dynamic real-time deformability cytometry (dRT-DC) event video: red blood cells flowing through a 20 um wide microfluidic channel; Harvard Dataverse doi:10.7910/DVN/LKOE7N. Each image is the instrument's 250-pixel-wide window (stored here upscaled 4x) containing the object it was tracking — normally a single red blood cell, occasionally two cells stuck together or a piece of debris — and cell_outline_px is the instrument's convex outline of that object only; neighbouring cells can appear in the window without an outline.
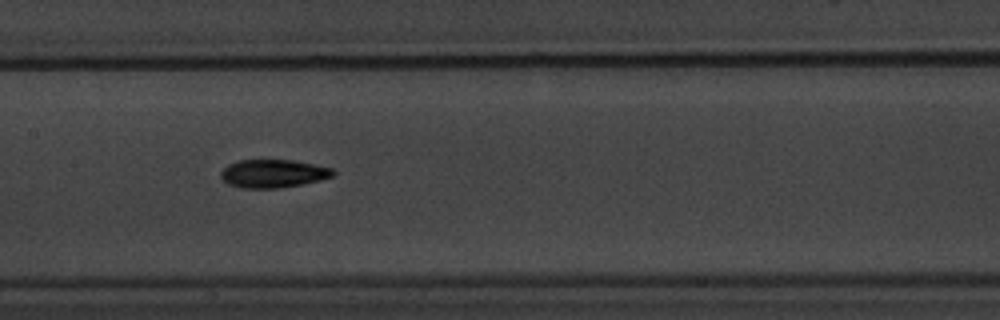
{"species": "common noctule bat (a hibernating species)", "species_latin": "Nyctalus noctula", "temperature_condition": "warm", "stored_images_in_passage": 8, "camera_frame_rate_fps": 3000, "um_per_image_px": 0.085, "animal": {"sex": "male", "body_mass_g": 20.1, "forearm_length_mm": 53.5}, "frame": {"image": 1, "passage_image": 8, "time_ms": 9.0, "image_size_px": [1000, 320], "cell_outline_px": [[336, 172], [332, 176], [320, 180], [304, 184], [276, 188], [240, 188], [228, 184], [220, 176], [220, 172], [228, 164], [240, 160], [292, 160], [316, 164], [332, 168]], "centroid_in_image_um": [23.22, 14.75], "position_along_channel_um": 184.2, "area_um2": 18.5}}